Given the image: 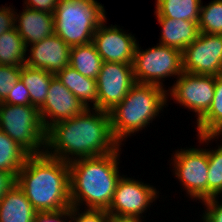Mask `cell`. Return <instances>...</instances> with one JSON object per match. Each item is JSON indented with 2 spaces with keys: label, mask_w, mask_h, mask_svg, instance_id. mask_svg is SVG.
I'll list each match as a JSON object with an SVG mask.
<instances>
[{
  "label": "cell",
  "mask_w": 222,
  "mask_h": 222,
  "mask_svg": "<svg viewBox=\"0 0 222 222\" xmlns=\"http://www.w3.org/2000/svg\"><path fill=\"white\" fill-rule=\"evenodd\" d=\"M119 147L121 144L112 134L110 113L87 108L47 130L45 153L70 163L80 158L109 154Z\"/></svg>",
  "instance_id": "cell-1"
},
{
  "label": "cell",
  "mask_w": 222,
  "mask_h": 222,
  "mask_svg": "<svg viewBox=\"0 0 222 222\" xmlns=\"http://www.w3.org/2000/svg\"><path fill=\"white\" fill-rule=\"evenodd\" d=\"M16 184L37 212L70 208V167L46 153L30 155L16 176Z\"/></svg>",
  "instance_id": "cell-2"
},
{
  "label": "cell",
  "mask_w": 222,
  "mask_h": 222,
  "mask_svg": "<svg viewBox=\"0 0 222 222\" xmlns=\"http://www.w3.org/2000/svg\"><path fill=\"white\" fill-rule=\"evenodd\" d=\"M121 148L95 157L80 158L69 164L71 206L108 210L121 176L119 157Z\"/></svg>",
  "instance_id": "cell-3"
},
{
  "label": "cell",
  "mask_w": 222,
  "mask_h": 222,
  "mask_svg": "<svg viewBox=\"0 0 222 222\" xmlns=\"http://www.w3.org/2000/svg\"><path fill=\"white\" fill-rule=\"evenodd\" d=\"M168 91L154 84L135 83L126 97L109 111L114 138L123 140L141 131L166 107Z\"/></svg>",
  "instance_id": "cell-4"
},
{
  "label": "cell",
  "mask_w": 222,
  "mask_h": 222,
  "mask_svg": "<svg viewBox=\"0 0 222 222\" xmlns=\"http://www.w3.org/2000/svg\"><path fill=\"white\" fill-rule=\"evenodd\" d=\"M53 18L55 34L70 47L92 42L107 20L104 6L96 0H59Z\"/></svg>",
  "instance_id": "cell-5"
},
{
  "label": "cell",
  "mask_w": 222,
  "mask_h": 222,
  "mask_svg": "<svg viewBox=\"0 0 222 222\" xmlns=\"http://www.w3.org/2000/svg\"><path fill=\"white\" fill-rule=\"evenodd\" d=\"M0 129L30 155L45 153L47 130L38 107L0 102Z\"/></svg>",
  "instance_id": "cell-6"
},
{
  "label": "cell",
  "mask_w": 222,
  "mask_h": 222,
  "mask_svg": "<svg viewBox=\"0 0 222 222\" xmlns=\"http://www.w3.org/2000/svg\"><path fill=\"white\" fill-rule=\"evenodd\" d=\"M136 46L133 61V73L137 83L165 86V78L180 76L182 69V52L176 48L157 44L152 48L141 49Z\"/></svg>",
  "instance_id": "cell-7"
},
{
  "label": "cell",
  "mask_w": 222,
  "mask_h": 222,
  "mask_svg": "<svg viewBox=\"0 0 222 222\" xmlns=\"http://www.w3.org/2000/svg\"><path fill=\"white\" fill-rule=\"evenodd\" d=\"M174 175L192 199H208V154L207 149L187 148L175 152L171 158Z\"/></svg>",
  "instance_id": "cell-8"
},
{
  "label": "cell",
  "mask_w": 222,
  "mask_h": 222,
  "mask_svg": "<svg viewBox=\"0 0 222 222\" xmlns=\"http://www.w3.org/2000/svg\"><path fill=\"white\" fill-rule=\"evenodd\" d=\"M167 92L172 100L197 115V121L208 111L214 98L216 76L182 72ZM170 93V94H169Z\"/></svg>",
  "instance_id": "cell-9"
},
{
  "label": "cell",
  "mask_w": 222,
  "mask_h": 222,
  "mask_svg": "<svg viewBox=\"0 0 222 222\" xmlns=\"http://www.w3.org/2000/svg\"><path fill=\"white\" fill-rule=\"evenodd\" d=\"M182 69L196 75L222 74V35L200 32L182 51Z\"/></svg>",
  "instance_id": "cell-10"
},
{
  "label": "cell",
  "mask_w": 222,
  "mask_h": 222,
  "mask_svg": "<svg viewBox=\"0 0 222 222\" xmlns=\"http://www.w3.org/2000/svg\"><path fill=\"white\" fill-rule=\"evenodd\" d=\"M96 83L97 109L109 112L126 97L136 83L133 64L103 62Z\"/></svg>",
  "instance_id": "cell-11"
},
{
  "label": "cell",
  "mask_w": 222,
  "mask_h": 222,
  "mask_svg": "<svg viewBox=\"0 0 222 222\" xmlns=\"http://www.w3.org/2000/svg\"><path fill=\"white\" fill-rule=\"evenodd\" d=\"M154 186L145 184L140 180L125 177L122 175L117 183L112 203L107 213L109 215L130 216L144 218L142 213H146L151 203L159 197Z\"/></svg>",
  "instance_id": "cell-12"
},
{
  "label": "cell",
  "mask_w": 222,
  "mask_h": 222,
  "mask_svg": "<svg viewBox=\"0 0 222 222\" xmlns=\"http://www.w3.org/2000/svg\"><path fill=\"white\" fill-rule=\"evenodd\" d=\"M106 20L96 29L93 43L103 62L133 64L137 40L117 25L106 26Z\"/></svg>",
  "instance_id": "cell-13"
},
{
  "label": "cell",
  "mask_w": 222,
  "mask_h": 222,
  "mask_svg": "<svg viewBox=\"0 0 222 222\" xmlns=\"http://www.w3.org/2000/svg\"><path fill=\"white\" fill-rule=\"evenodd\" d=\"M86 109L84 104L55 75L51 79L48 94L39 112L43 125L48 130L55 123L68 120Z\"/></svg>",
  "instance_id": "cell-14"
},
{
  "label": "cell",
  "mask_w": 222,
  "mask_h": 222,
  "mask_svg": "<svg viewBox=\"0 0 222 222\" xmlns=\"http://www.w3.org/2000/svg\"><path fill=\"white\" fill-rule=\"evenodd\" d=\"M29 46L32 47L27 49V52L30 51V55L26 56L27 66L56 75L69 65L71 47L55 33Z\"/></svg>",
  "instance_id": "cell-15"
},
{
  "label": "cell",
  "mask_w": 222,
  "mask_h": 222,
  "mask_svg": "<svg viewBox=\"0 0 222 222\" xmlns=\"http://www.w3.org/2000/svg\"><path fill=\"white\" fill-rule=\"evenodd\" d=\"M23 8L21 14L15 11V28L28 49V44L37 43L55 33L54 18L50 13Z\"/></svg>",
  "instance_id": "cell-16"
},
{
  "label": "cell",
  "mask_w": 222,
  "mask_h": 222,
  "mask_svg": "<svg viewBox=\"0 0 222 222\" xmlns=\"http://www.w3.org/2000/svg\"><path fill=\"white\" fill-rule=\"evenodd\" d=\"M156 18L162 29L159 44L176 48L181 52L189 46L200 33L197 22L170 19L163 16H156Z\"/></svg>",
  "instance_id": "cell-17"
},
{
  "label": "cell",
  "mask_w": 222,
  "mask_h": 222,
  "mask_svg": "<svg viewBox=\"0 0 222 222\" xmlns=\"http://www.w3.org/2000/svg\"><path fill=\"white\" fill-rule=\"evenodd\" d=\"M36 213L17 184L0 201V222H34Z\"/></svg>",
  "instance_id": "cell-18"
},
{
  "label": "cell",
  "mask_w": 222,
  "mask_h": 222,
  "mask_svg": "<svg viewBox=\"0 0 222 222\" xmlns=\"http://www.w3.org/2000/svg\"><path fill=\"white\" fill-rule=\"evenodd\" d=\"M56 76L86 108H91V104L93 103L92 108L97 109L98 89L95 79L81 75L70 65L59 71Z\"/></svg>",
  "instance_id": "cell-19"
},
{
  "label": "cell",
  "mask_w": 222,
  "mask_h": 222,
  "mask_svg": "<svg viewBox=\"0 0 222 222\" xmlns=\"http://www.w3.org/2000/svg\"><path fill=\"white\" fill-rule=\"evenodd\" d=\"M102 63L103 60L93 42L73 46L70 49L69 65L83 76L96 80Z\"/></svg>",
  "instance_id": "cell-20"
},
{
  "label": "cell",
  "mask_w": 222,
  "mask_h": 222,
  "mask_svg": "<svg viewBox=\"0 0 222 222\" xmlns=\"http://www.w3.org/2000/svg\"><path fill=\"white\" fill-rule=\"evenodd\" d=\"M54 76L49 71L32 68L26 64L21 66L20 80L30 93L31 105L38 108L43 105L49 91V84Z\"/></svg>",
  "instance_id": "cell-21"
},
{
  "label": "cell",
  "mask_w": 222,
  "mask_h": 222,
  "mask_svg": "<svg viewBox=\"0 0 222 222\" xmlns=\"http://www.w3.org/2000/svg\"><path fill=\"white\" fill-rule=\"evenodd\" d=\"M201 3V0H156L155 14L198 23Z\"/></svg>",
  "instance_id": "cell-22"
},
{
  "label": "cell",
  "mask_w": 222,
  "mask_h": 222,
  "mask_svg": "<svg viewBox=\"0 0 222 222\" xmlns=\"http://www.w3.org/2000/svg\"><path fill=\"white\" fill-rule=\"evenodd\" d=\"M196 124L200 136H215L222 129V74L216 76L214 98L210 108Z\"/></svg>",
  "instance_id": "cell-23"
},
{
  "label": "cell",
  "mask_w": 222,
  "mask_h": 222,
  "mask_svg": "<svg viewBox=\"0 0 222 222\" xmlns=\"http://www.w3.org/2000/svg\"><path fill=\"white\" fill-rule=\"evenodd\" d=\"M27 48L16 28L0 35V65L23 66Z\"/></svg>",
  "instance_id": "cell-24"
},
{
  "label": "cell",
  "mask_w": 222,
  "mask_h": 222,
  "mask_svg": "<svg viewBox=\"0 0 222 222\" xmlns=\"http://www.w3.org/2000/svg\"><path fill=\"white\" fill-rule=\"evenodd\" d=\"M29 156L26 150L0 129V170L16 177Z\"/></svg>",
  "instance_id": "cell-25"
},
{
  "label": "cell",
  "mask_w": 222,
  "mask_h": 222,
  "mask_svg": "<svg viewBox=\"0 0 222 222\" xmlns=\"http://www.w3.org/2000/svg\"><path fill=\"white\" fill-rule=\"evenodd\" d=\"M200 6L198 27L201 33L222 35V0Z\"/></svg>",
  "instance_id": "cell-26"
},
{
  "label": "cell",
  "mask_w": 222,
  "mask_h": 222,
  "mask_svg": "<svg viewBox=\"0 0 222 222\" xmlns=\"http://www.w3.org/2000/svg\"><path fill=\"white\" fill-rule=\"evenodd\" d=\"M208 154V199L222 194V145L209 150Z\"/></svg>",
  "instance_id": "cell-27"
},
{
  "label": "cell",
  "mask_w": 222,
  "mask_h": 222,
  "mask_svg": "<svg viewBox=\"0 0 222 222\" xmlns=\"http://www.w3.org/2000/svg\"><path fill=\"white\" fill-rule=\"evenodd\" d=\"M21 67L0 65V102H2L20 80Z\"/></svg>",
  "instance_id": "cell-28"
},
{
  "label": "cell",
  "mask_w": 222,
  "mask_h": 222,
  "mask_svg": "<svg viewBox=\"0 0 222 222\" xmlns=\"http://www.w3.org/2000/svg\"><path fill=\"white\" fill-rule=\"evenodd\" d=\"M77 207H71V222H108L109 214L106 210L85 209L79 211Z\"/></svg>",
  "instance_id": "cell-29"
},
{
  "label": "cell",
  "mask_w": 222,
  "mask_h": 222,
  "mask_svg": "<svg viewBox=\"0 0 222 222\" xmlns=\"http://www.w3.org/2000/svg\"><path fill=\"white\" fill-rule=\"evenodd\" d=\"M2 102L11 105L33 106L30 101V93L21 80L15 84V87Z\"/></svg>",
  "instance_id": "cell-30"
},
{
  "label": "cell",
  "mask_w": 222,
  "mask_h": 222,
  "mask_svg": "<svg viewBox=\"0 0 222 222\" xmlns=\"http://www.w3.org/2000/svg\"><path fill=\"white\" fill-rule=\"evenodd\" d=\"M200 202L206 208L201 218L203 222H222V202L219 203L217 196Z\"/></svg>",
  "instance_id": "cell-31"
},
{
  "label": "cell",
  "mask_w": 222,
  "mask_h": 222,
  "mask_svg": "<svg viewBox=\"0 0 222 222\" xmlns=\"http://www.w3.org/2000/svg\"><path fill=\"white\" fill-rule=\"evenodd\" d=\"M34 222H71V207L58 211L37 212Z\"/></svg>",
  "instance_id": "cell-32"
},
{
  "label": "cell",
  "mask_w": 222,
  "mask_h": 222,
  "mask_svg": "<svg viewBox=\"0 0 222 222\" xmlns=\"http://www.w3.org/2000/svg\"><path fill=\"white\" fill-rule=\"evenodd\" d=\"M15 28V11L9 7H0V35Z\"/></svg>",
  "instance_id": "cell-33"
},
{
  "label": "cell",
  "mask_w": 222,
  "mask_h": 222,
  "mask_svg": "<svg viewBox=\"0 0 222 222\" xmlns=\"http://www.w3.org/2000/svg\"><path fill=\"white\" fill-rule=\"evenodd\" d=\"M59 0H25V7L53 14Z\"/></svg>",
  "instance_id": "cell-34"
},
{
  "label": "cell",
  "mask_w": 222,
  "mask_h": 222,
  "mask_svg": "<svg viewBox=\"0 0 222 222\" xmlns=\"http://www.w3.org/2000/svg\"><path fill=\"white\" fill-rule=\"evenodd\" d=\"M15 184L16 177L12 173L0 170V201Z\"/></svg>",
  "instance_id": "cell-35"
},
{
  "label": "cell",
  "mask_w": 222,
  "mask_h": 222,
  "mask_svg": "<svg viewBox=\"0 0 222 222\" xmlns=\"http://www.w3.org/2000/svg\"><path fill=\"white\" fill-rule=\"evenodd\" d=\"M108 222H143L141 218L130 216L109 215Z\"/></svg>",
  "instance_id": "cell-36"
},
{
  "label": "cell",
  "mask_w": 222,
  "mask_h": 222,
  "mask_svg": "<svg viewBox=\"0 0 222 222\" xmlns=\"http://www.w3.org/2000/svg\"><path fill=\"white\" fill-rule=\"evenodd\" d=\"M222 135V129L219 130L217 132V134H215V136H200V135H197V137L199 138V143H204L208 145V142L210 143V141L214 138L218 139V137Z\"/></svg>",
  "instance_id": "cell-37"
}]
</instances>
